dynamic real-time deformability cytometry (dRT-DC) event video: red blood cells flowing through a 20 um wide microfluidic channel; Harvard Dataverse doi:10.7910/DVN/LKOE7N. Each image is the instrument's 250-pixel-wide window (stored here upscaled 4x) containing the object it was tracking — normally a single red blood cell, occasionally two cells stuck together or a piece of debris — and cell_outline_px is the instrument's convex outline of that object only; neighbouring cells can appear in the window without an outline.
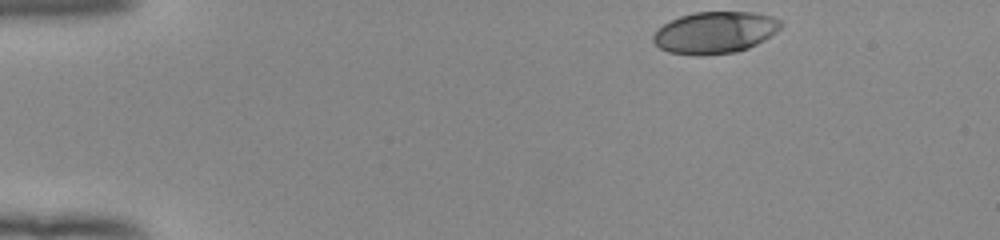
{"species": "human", "species_latin": "Homo sapiens", "temperature_condition": "room temperature", "stored_images_in_passage": 46, "camera_frame_rate_fps": 3000, "um_per_image_px": 0.085, "donor": {"sex": "female"}, "frame": {"image": 1, "passage_image": 1, "time_ms": 0.0, "image_size_px": [1000, 240], "cell_outline_px": [[784, 24], [776, 32], [764, 40], [748, 48], [736, 52], [704, 56], [696, 56], [668, 52], [660, 48], [652, 40], [652, 36], [664, 24], [680, 16], [696, 12], [756, 12], [772, 16], [784, 20]], "centroid_in_image_um": [60.81, 2.77], "position_along_channel_um": 24.2, "area_um2": 31.33}}
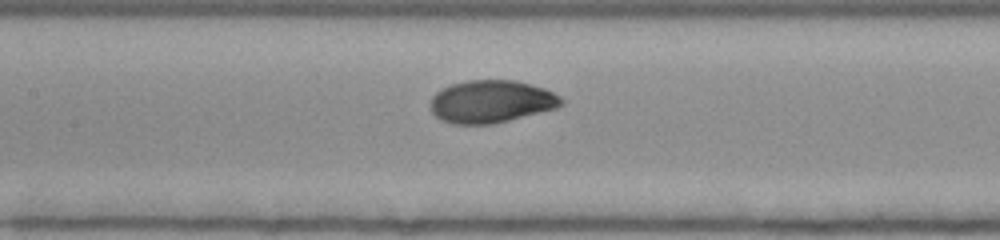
{"frame": {"image": 2, "passage_image": 19, "time_ms": 6.0, "image_size_px": [1000, 240], "cell_outline_px": [[564, 104], [556, 108], [492, 124], [456, 124], [440, 120], [432, 112], [432, 96], [440, 88], [452, 84], [468, 80], [516, 80], [544, 88], [560, 96], [564, 100]], "centroid_in_image_um": [41.76, 8.62], "position_along_channel_um": 165.6, "area_um2": 32.37}}
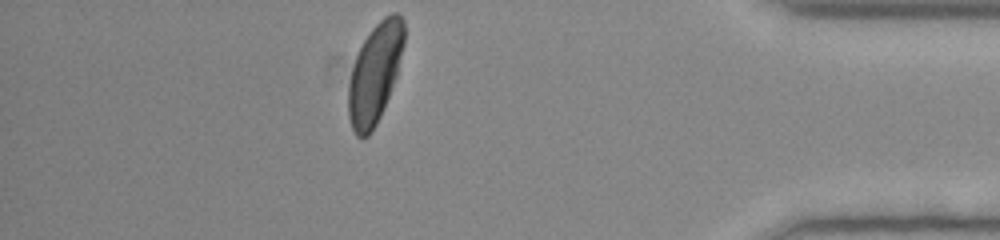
{"frame": {"image": 3, "passage_image": 40, "time_ms": 13.0, "image_size_px": [1000, 240], "cell_outline_px": [[404, 44], [396, 76], [380, 116], [372, 132], [368, 136], [360, 140], [356, 136], [352, 128], [348, 116], [348, 84], [352, 68], [356, 56], [364, 40], [372, 28], [384, 16], [392, 12], [396, 12], [404, 20]], "centroid_in_image_um": [31.85, 6.25], "position_along_channel_um": 403.3, "area_um2": 32.19}, "authors_computed_cell_mechanics": {"area_um2": 32.368, "velocity_mm_per_s": 3.9097, "shape_relaxation_time_tau1_ms": 2.6334, "shape_relaxation_time_tau2_ms": null, "deformation_change_tau1": 0.1562, "deformation_change_tau2": null}}